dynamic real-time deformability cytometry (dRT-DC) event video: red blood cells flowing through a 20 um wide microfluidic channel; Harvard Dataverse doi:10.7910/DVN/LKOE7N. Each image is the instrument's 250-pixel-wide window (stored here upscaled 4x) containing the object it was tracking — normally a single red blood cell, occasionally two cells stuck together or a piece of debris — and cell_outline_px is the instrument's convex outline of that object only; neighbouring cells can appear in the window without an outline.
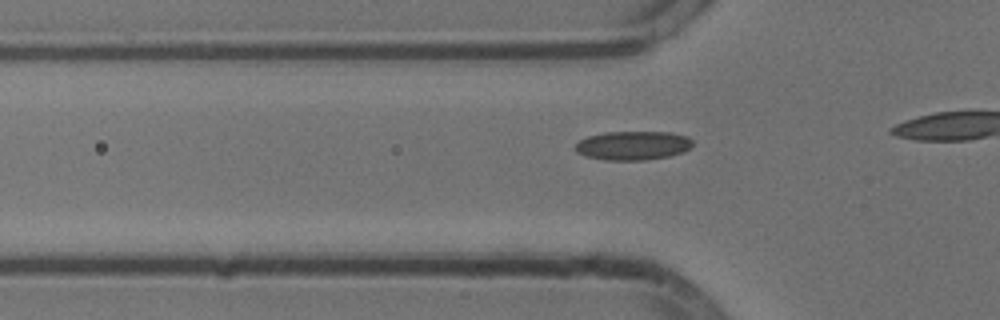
{"species": "common noctule bat (a hibernating species)", "species_latin": "Nyctalus noctula", "temperature_condition": "cold", "stored_images_in_passage": 10, "camera_frame_rate_fps": 3000, "um_per_image_px": 0.085, "animal": {"sex": "male", "body_mass_g": 13.3}, "frame": {"image": 1, "passage_image": 4, "time_ms": 1.0, "image_size_px": [1000, 320], "cell_outline_px": [[692, 148], [684, 152], [668, 156], [644, 160], [604, 160], [588, 156], [576, 152], [572, 148], [580, 140], [588, 136], [604, 132], [668, 132], [688, 136], [692, 140]], "centroid_in_image_um": [53.8, 12.36], "position_along_channel_um": 72.0, "area_um2": 19.88}}